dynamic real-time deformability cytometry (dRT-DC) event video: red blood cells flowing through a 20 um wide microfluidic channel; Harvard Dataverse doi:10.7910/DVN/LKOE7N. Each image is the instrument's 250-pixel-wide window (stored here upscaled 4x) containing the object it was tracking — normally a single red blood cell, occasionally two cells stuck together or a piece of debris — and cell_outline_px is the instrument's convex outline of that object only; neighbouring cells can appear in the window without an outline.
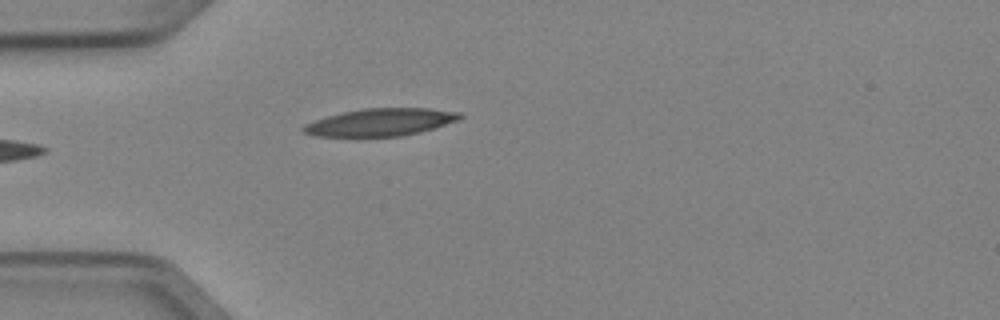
{"species": "Egyptian fruit bat (a non-hibernating species)", "species_latin": "Rousettus aegyptiacus", "temperature_condition": "cold", "stored_images_in_passage": 2, "camera_frame_rate_fps": 3000, "um_per_image_px": 0.085, "animal": {"sex": "female"}, "frame": {"image": 1, "passage_image": 2, "time_ms": 0.333, "image_size_px": [1000, 320], "cell_outline_px": [[464, 116], [460, 120], [420, 132], [400, 136], [316, 136], [304, 132], [300, 128], [304, 124], [312, 120], [344, 112], [364, 108], [428, 108], [460, 112]], "centroid_in_image_um": [32.36, 10.38], "position_along_channel_um": 52.6, "area_um2": 25.03}}